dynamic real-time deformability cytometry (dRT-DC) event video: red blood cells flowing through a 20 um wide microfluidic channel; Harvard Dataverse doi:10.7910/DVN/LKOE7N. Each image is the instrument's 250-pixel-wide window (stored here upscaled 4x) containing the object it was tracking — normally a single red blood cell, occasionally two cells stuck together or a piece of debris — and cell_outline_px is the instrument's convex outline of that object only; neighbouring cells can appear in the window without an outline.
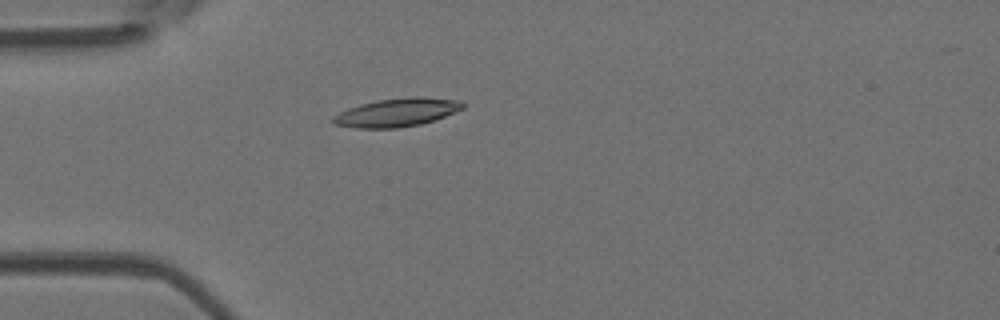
{"species": "Egyptian fruit bat (a non-hibernating species)", "species_latin": "Rousettus aegyptiacus", "temperature_condition": "room temperature", "stored_images_in_passage": 1, "camera_frame_rate_fps": 3000, "um_per_image_px": 0.085, "animal": {"sex": "female"}, "frame": {"image": 1, "passage_image": 1, "time_ms": 0.0, "image_size_px": [1000, 320], "cell_outline_px": [[464, 108], [444, 116], [420, 124], [396, 128], [356, 128], [332, 124], [332, 116], [340, 112], [360, 104], [376, 100], [412, 96], [420, 96], [460, 100], [464, 104]], "centroid_in_image_um": [33.72, 9.55], "position_along_channel_um": 51.3, "area_um2": 21.39}}